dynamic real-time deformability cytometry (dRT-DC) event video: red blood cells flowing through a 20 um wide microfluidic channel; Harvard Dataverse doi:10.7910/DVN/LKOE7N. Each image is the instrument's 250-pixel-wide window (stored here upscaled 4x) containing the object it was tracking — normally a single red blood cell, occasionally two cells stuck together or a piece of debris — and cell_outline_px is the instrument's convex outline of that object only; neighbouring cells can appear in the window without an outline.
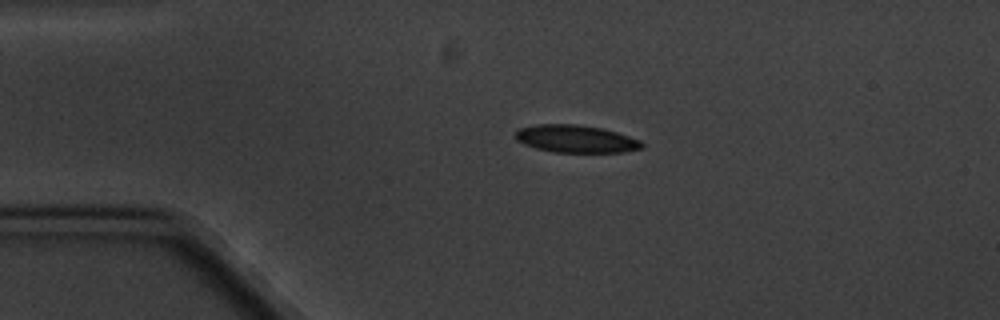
{"species": "common noctule bat (a hibernating species)", "species_latin": "Nyctalus noctula", "temperature_condition": "cold", "stored_images_in_passage": 4, "camera_frame_rate_fps": 3000, "um_per_image_px": 0.085, "animal": {"sex": "male", "body_mass_g": 20.1, "forearm_length_mm": 53.5}, "frame": {"image": 1, "passage_image": 3, "time_ms": 2.333, "image_size_px": [1000, 320], "cell_outline_px": [[644, 148], [624, 152], [552, 152], [536, 148], [524, 144], [516, 140], [512, 136], [516, 128], [536, 124], [580, 124], [604, 128], [640, 140], [644, 144]], "centroid_in_image_um": [48.9, 11.79], "position_along_channel_um": 36.1, "area_um2": 20.69}}